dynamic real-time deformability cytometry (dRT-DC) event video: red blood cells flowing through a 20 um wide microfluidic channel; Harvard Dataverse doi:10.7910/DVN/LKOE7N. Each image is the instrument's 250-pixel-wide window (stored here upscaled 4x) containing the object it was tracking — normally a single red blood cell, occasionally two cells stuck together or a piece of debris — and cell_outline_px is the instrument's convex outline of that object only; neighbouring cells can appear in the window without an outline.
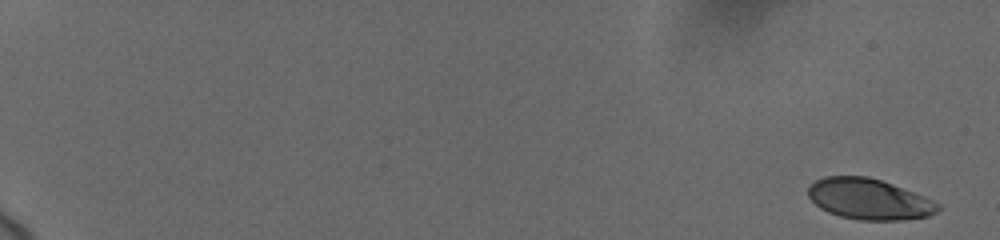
{"species": "human", "species_latin": "Homo sapiens", "temperature_condition": "cold", "stored_images_in_passage": 32, "camera_frame_rate_fps": 3000, "um_per_image_px": 0.085, "donor": {"sex": "female"}, "frame": {"image": 1, "passage_image": 1, "time_ms": 0.0, "image_size_px": [1000, 240], "cell_outline_px": [[940, 208], [936, 212], [928, 216], [900, 220], [860, 220], [840, 216], [828, 212], [820, 208], [808, 196], [808, 188], [816, 180], [824, 176], [868, 176], [892, 184], [924, 196], [940, 204]], "centroid_in_image_um": [73.86, 16.92], "position_along_channel_um": 11.1, "area_um2": 30.69}}
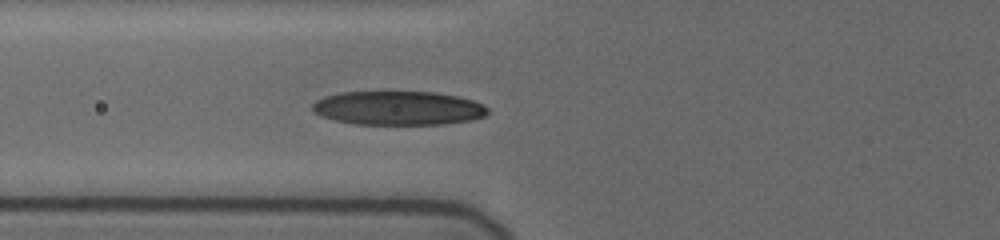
{"frame": {"image": 2, "passage_image": 19, "time_ms": 8.0, "image_size_px": [1000, 240], "cell_outline_px": [[488, 112], [484, 116], [472, 120], [444, 124], [356, 124], [336, 120], [320, 116], [312, 108], [312, 104], [316, 100], [324, 96], [340, 92], [392, 88], [432, 92], [456, 96], [472, 100], [484, 104], [488, 108]], "centroid_in_image_um": [33.82, 9.13], "position_along_channel_um": 92.0, "area_um2": 35.95}}
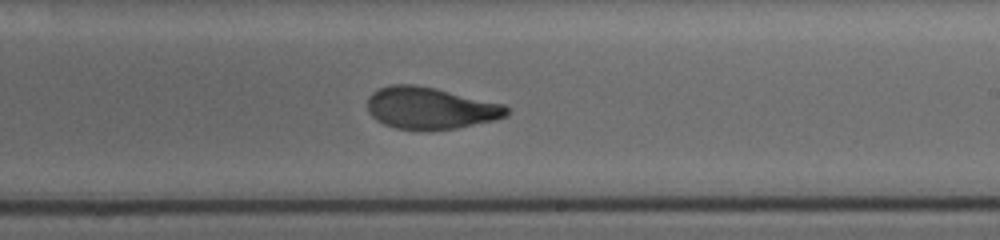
{"frame": {"image": 3, "passage_image": 32, "time_ms": 12.333, "image_size_px": [1000, 240], "cell_outline_px": [[508, 116], [496, 120], [456, 128], [396, 128], [384, 124], [376, 120], [368, 112], [368, 96], [372, 92], [380, 88], [392, 84], [416, 84], [436, 88], [504, 104], [508, 108]], "centroid_in_image_um": [36.58, 9.16], "position_along_channel_um": 252.4, "area_um2": 33.64}}